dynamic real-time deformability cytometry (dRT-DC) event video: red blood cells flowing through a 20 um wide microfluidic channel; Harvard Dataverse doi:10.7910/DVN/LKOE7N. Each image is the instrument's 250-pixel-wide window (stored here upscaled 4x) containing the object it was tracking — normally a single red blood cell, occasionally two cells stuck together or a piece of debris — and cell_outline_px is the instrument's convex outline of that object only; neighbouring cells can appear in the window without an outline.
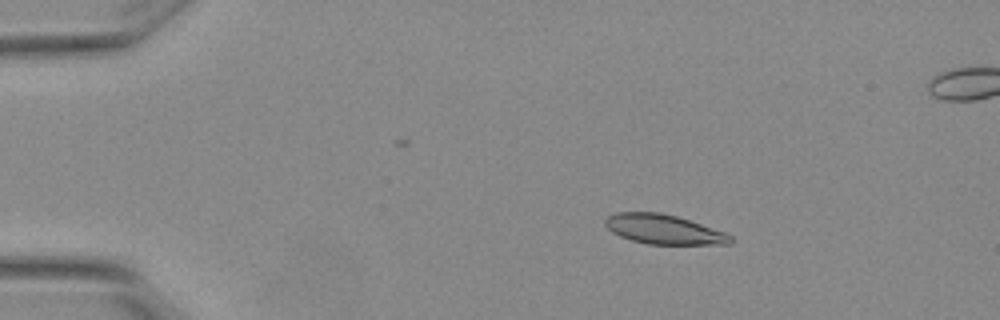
{"species": "Egyptian fruit bat (a non-hibernating species)", "species_latin": "Rousettus aegyptiacus", "temperature_condition": "warm", "stored_images_in_passage": 3, "camera_frame_rate_fps": 3000, "um_per_image_px": 0.085, "animal": {"sex": "female"}, "frame": {"image": 1, "passage_image": 1, "time_ms": 0.0, "image_size_px": [1000, 320], "cell_outline_px": [[732, 244], [648, 244], [632, 240], [620, 236], [612, 232], [604, 224], [604, 220], [608, 216], [616, 212], [660, 212], [676, 216], [724, 232], [732, 236]], "centroid_in_image_um": [56.38, 19.49], "position_along_channel_um": 28.6, "area_um2": 21.39}}